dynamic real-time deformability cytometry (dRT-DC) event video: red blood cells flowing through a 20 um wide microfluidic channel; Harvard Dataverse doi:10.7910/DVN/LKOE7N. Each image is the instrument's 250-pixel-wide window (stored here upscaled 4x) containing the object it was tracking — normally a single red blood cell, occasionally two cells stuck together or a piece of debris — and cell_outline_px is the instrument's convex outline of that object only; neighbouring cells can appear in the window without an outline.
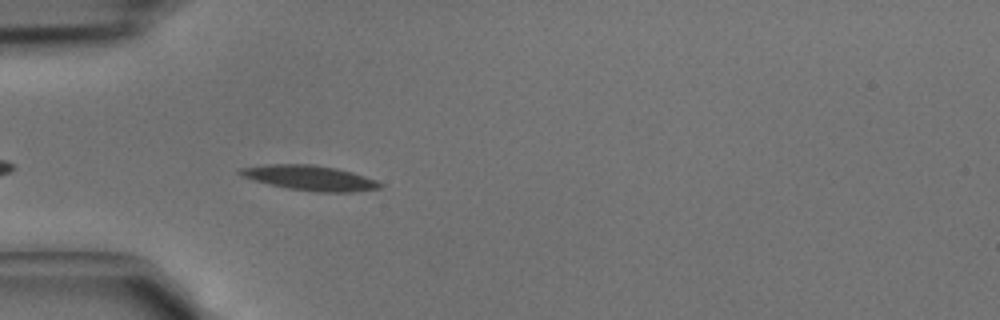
{"species": "common noctule bat (a hibernating species)", "species_latin": "Nyctalus noctula", "temperature_condition": "cold", "stored_images_in_passage": 33, "camera_frame_rate_fps": 3000, "um_per_image_px": 0.085, "animal": {"sex": "male", "body_mass_g": 15.6}, "frame": {"image": 1, "passage_image": 3, "time_ms": 0.667, "image_size_px": [1000, 320], "cell_outline_px": [[384, 184], [380, 188], [352, 192], [316, 192], [288, 188], [252, 180], [240, 176], [236, 172], [236, 168], [264, 164], [312, 164], [336, 168], [352, 172], [376, 180]], "centroid_in_image_um": [26.27, 15.11], "position_along_channel_um": 58.7, "area_um2": 20.58}}
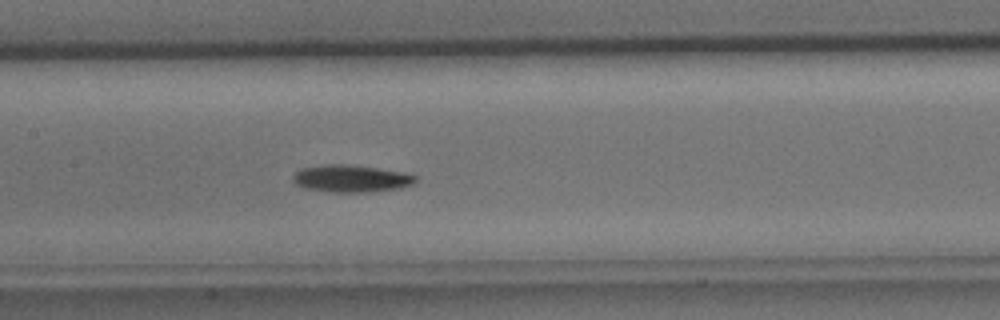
{"frame": {"image": 2, "passage_image": 11, "time_ms": 3.333, "image_size_px": [1000, 320], "cell_outline_px": [[416, 180], [412, 184], [400, 188], [368, 192], [328, 192], [304, 188], [296, 184], [292, 180], [292, 176], [300, 168], [324, 164], [344, 164], [376, 168], [404, 172], [416, 176]], "centroid_in_image_um": [29.8, 15.18], "position_along_channel_um": 177.6, "area_um2": 19.48}}
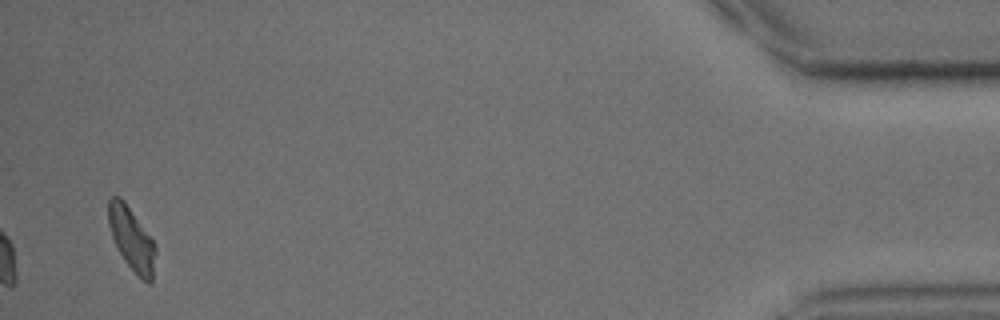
{"frame": {"image": 3, "passage_image": 32, "time_ms": 10.333, "image_size_px": [1000, 320], "cell_outline_px": [[156, 252], [152, 284], [148, 284], [124, 260], [116, 248], [108, 224], [108, 200], [112, 196], [120, 196], [124, 200], [152, 240], [156, 248]], "centroid_in_image_um": [11.17, 20.3], "position_along_channel_um": 424.0, "area_um2": 17.11}}